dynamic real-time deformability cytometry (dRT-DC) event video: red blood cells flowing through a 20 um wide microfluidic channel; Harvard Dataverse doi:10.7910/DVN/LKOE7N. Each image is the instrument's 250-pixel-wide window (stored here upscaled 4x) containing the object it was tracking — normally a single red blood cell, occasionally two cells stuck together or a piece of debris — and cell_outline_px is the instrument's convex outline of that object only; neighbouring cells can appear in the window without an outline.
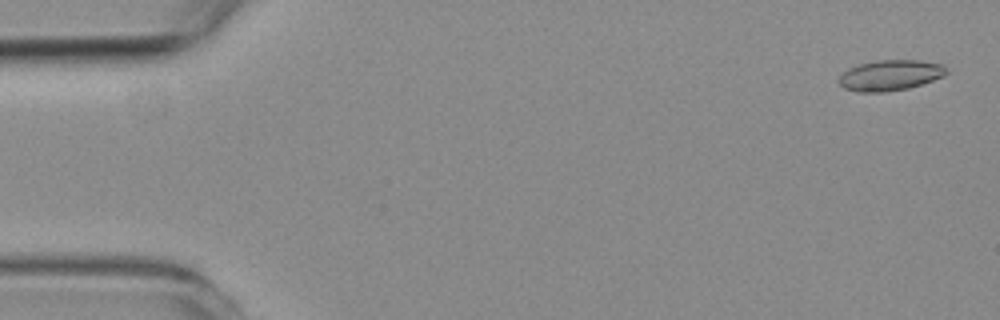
{"species": "common noctule bat (a hibernating species)", "species_latin": "Nyctalus noctula", "temperature_condition": "room temperature", "stored_images_in_passage": 57, "camera_frame_rate_fps": 3000, "um_per_image_px": 0.085, "animal": {"sex": "female", "body_mass_g": 19.3, "forearm_length_mm": 54.1}, "frame": {"image": 1, "passage_image": 2, "time_ms": 0.333, "image_size_px": [1000, 320], "cell_outline_px": [[948, 72], [944, 76], [908, 88], [884, 92], [856, 92], [844, 88], [836, 80], [848, 68], [860, 64], [876, 60], [920, 60], [944, 64], [948, 68]], "centroid_in_image_um": [75.67, 6.39], "position_along_channel_um": 9.3, "area_um2": 19.31}}
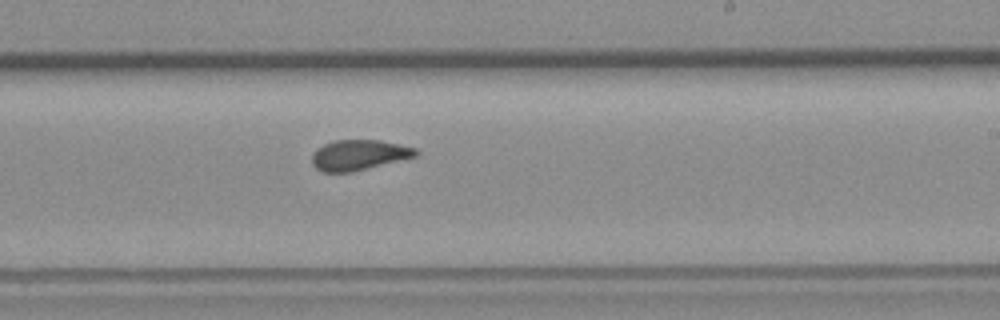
{"frame": {"image": 2, "passage_image": 34, "time_ms": 11.0, "image_size_px": [1000, 320], "cell_outline_px": [[420, 156], [352, 172], [324, 172], [316, 168], [312, 164], [312, 152], [316, 148], [324, 144], [336, 140], [380, 140], [400, 144], [416, 148], [420, 152]], "centroid_in_image_um": [30.55, 13.17], "position_along_channel_um": 258.5, "area_um2": 18.67}}
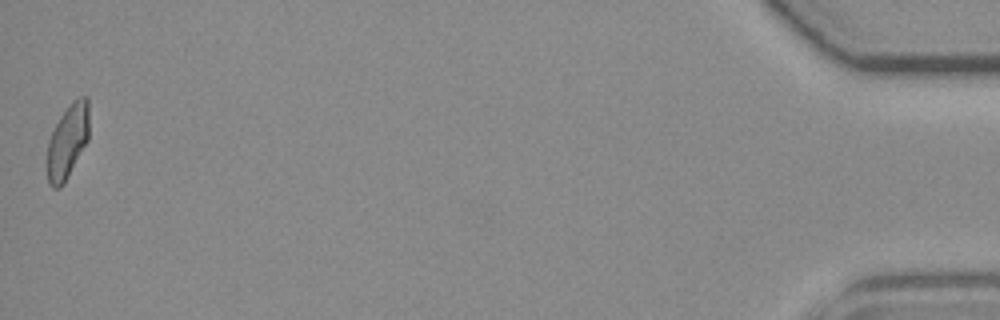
{"frame": {"image": 3, "passage_image": 57, "time_ms": 18.667, "image_size_px": [1000, 320], "cell_outline_px": [[88, 140], [64, 184], [60, 188], [52, 188], [48, 184], [48, 140], [60, 116], [72, 100], [80, 96], [88, 96]], "centroid_in_image_um": [5.75, 12.01], "position_along_channel_um": 429.4, "area_um2": 18.03}, "authors_computed_cell_mechanics": {"area_um2": 18.785, "velocity_mm_per_s": 3.5761, "shape_relaxation_time_tau1_ms": 8.0748, "shape_relaxation_time_tau2_ms": 1.0076, "deformation_change_tau1": 0.1874, "deformation_change_tau2": 0.081}}